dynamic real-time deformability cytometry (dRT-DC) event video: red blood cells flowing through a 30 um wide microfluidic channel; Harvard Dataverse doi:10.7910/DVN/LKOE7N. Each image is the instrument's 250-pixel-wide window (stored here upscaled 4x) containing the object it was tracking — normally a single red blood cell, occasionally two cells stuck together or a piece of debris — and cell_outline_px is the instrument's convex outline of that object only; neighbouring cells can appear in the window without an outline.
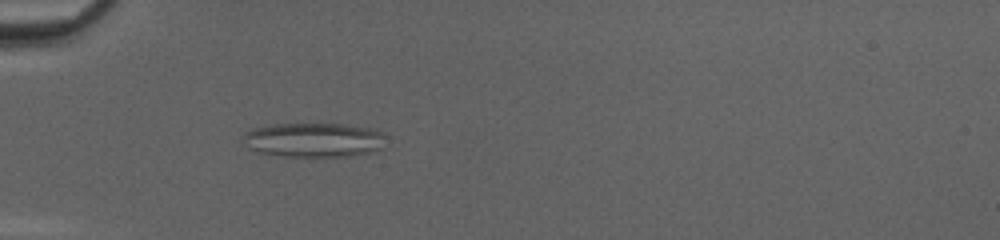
{"species": "common noctule bat (a hibernating species)", "species_latin": "Nyctalus noctula", "temperature_condition": "cold", "stored_images_in_passage": 51, "camera_frame_rate_fps": 3000, "um_per_image_px": 0.085, "animal": {"sex": "female", "body_mass_g": 20.0, "forearm_length_mm": 54.0}, "frame": {"image": 1, "passage_image": 18, "time_ms": 5.667, "image_size_px": [1000, 240], "cell_outline_px": [[384, 136], [380, 148], [376, 152], [348, 156], [288, 156], [256, 152], [248, 148], [244, 136], [244, 132], [252, 128], [272, 124], [344, 124], [372, 128], [380, 132]], "centroid_in_image_um": [26.66, 11.89], "position_along_channel_um": 58.3, "area_um2": 28.5}}
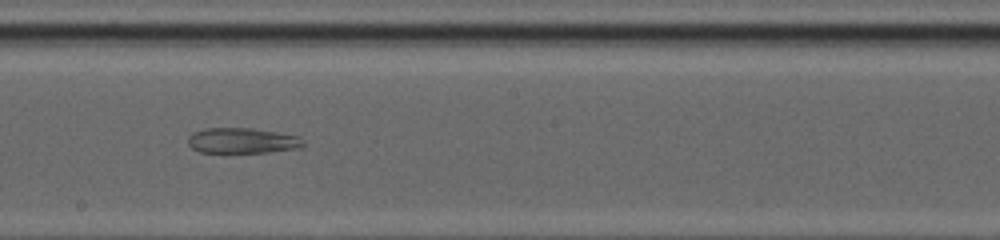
{"frame": {"image": 2, "passage_image": 31, "time_ms": 10.0, "image_size_px": [1000, 240], "cell_outline_px": [[304, 144], [300, 148], [268, 152], [200, 152], [192, 148], [188, 144], [188, 136], [192, 132], [204, 128], [252, 128], [300, 136], [304, 140]], "centroid_in_image_um": [20.59, 11.95], "position_along_channel_um": 227.6, "area_um2": 17.17}}
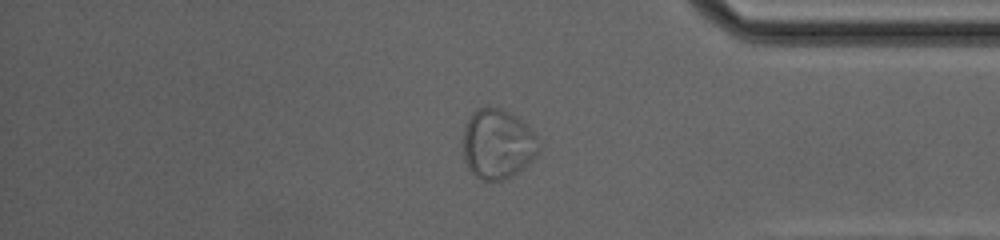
{"frame": {"image": 3, "passage_image": 44, "time_ms": 14.333, "image_size_px": [1000, 240], "cell_outline_px": [[540, 148], [536, 156], [524, 168], [512, 176], [500, 180], [480, 180], [468, 168], [464, 160], [464, 128], [472, 112], [476, 108], [500, 108], [516, 116], [536, 132]], "centroid_in_image_um": [42.32, 12.25], "position_along_channel_um": 392.9, "area_um2": 30.87}}